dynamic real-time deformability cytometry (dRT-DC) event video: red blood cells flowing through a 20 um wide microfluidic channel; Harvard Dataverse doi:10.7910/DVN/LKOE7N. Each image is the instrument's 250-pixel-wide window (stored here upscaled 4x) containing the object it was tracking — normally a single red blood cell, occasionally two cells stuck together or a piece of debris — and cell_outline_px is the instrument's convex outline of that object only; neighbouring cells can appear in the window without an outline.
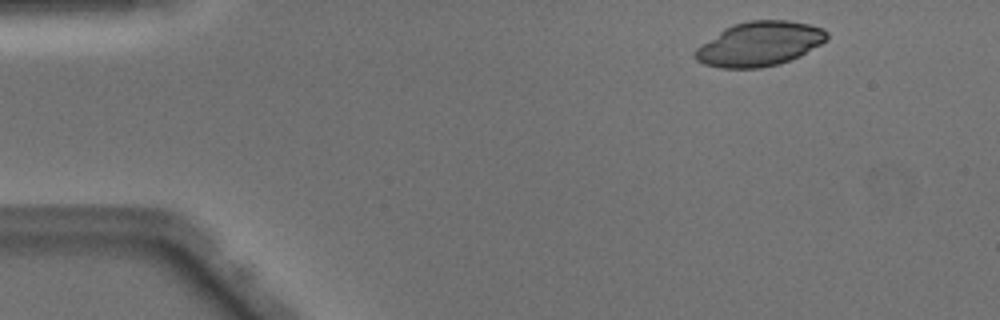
{"species": "Egyptian fruit bat (a non-hibernating species)", "species_latin": "Rousettus aegyptiacus", "temperature_condition": "warm", "stored_images_in_passage": 44, "camera_frame_rate_fps": 3000, "um_per_image_px": 0.085, "animal": {"sex": "male"}, "frame": {"image": 1, "passage_image": 1, "time_ms": 0.0, "image_size_px": [1000, 320], "cell_outline_px": [[828, 40], [800, 56], [780, 64], [760, 68], [720, 68], [704, 64], [696, 60], [692, 56], [696, 48], [724, 28], [732, 24], [748, 20], [788, 20], [808, 24], [824, 28], [828, 32]], "centroid_in_image_um": [64.56, 3.73], "position_along_channel_um": 20.4, "area_um2": 34.39}}